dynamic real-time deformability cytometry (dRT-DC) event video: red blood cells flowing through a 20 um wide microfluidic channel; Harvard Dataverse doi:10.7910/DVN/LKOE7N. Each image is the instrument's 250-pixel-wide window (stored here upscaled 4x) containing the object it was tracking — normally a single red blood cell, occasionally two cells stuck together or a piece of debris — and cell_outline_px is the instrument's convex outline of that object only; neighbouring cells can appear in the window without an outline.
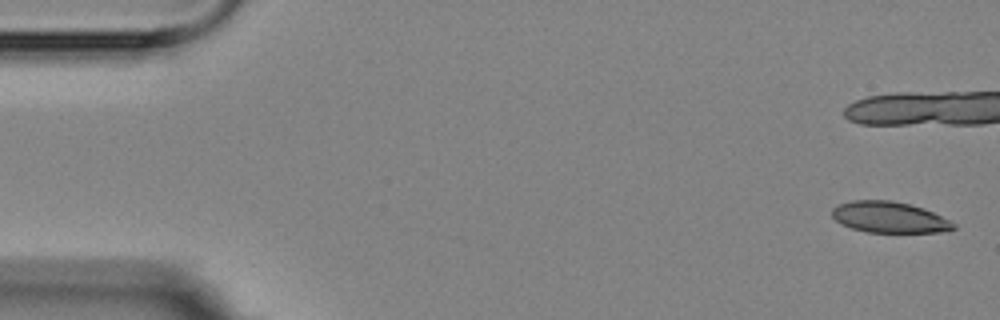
{"species": "Egyptian fruit bat (a non-hibernating species)", "species_latin": "Rousettus aegyptiacus", "temperature_condition": "room temperature", "stored_images_in_passage": 6, "camera_frame_rate_fps": 3000, "um_per_image_px": 0.085, "animal": {"sex": "female"}, "frame": {"image": 1, "passage_image": 1, "time_ms": 0.0, "image_size_px": [1000, 320], "cell_outline_px": [[956, 228], [948, 232], [868, 232], [852, 228], [840, 224], [832, 216], [832, 208], [836, 204], [852, 200], [892, 200], [924, 208], [956, 224]], "centroid_in_image_um": [75.57, 18.46], "position_along_channel_um": 9.4, "area_um2": 22.08}}